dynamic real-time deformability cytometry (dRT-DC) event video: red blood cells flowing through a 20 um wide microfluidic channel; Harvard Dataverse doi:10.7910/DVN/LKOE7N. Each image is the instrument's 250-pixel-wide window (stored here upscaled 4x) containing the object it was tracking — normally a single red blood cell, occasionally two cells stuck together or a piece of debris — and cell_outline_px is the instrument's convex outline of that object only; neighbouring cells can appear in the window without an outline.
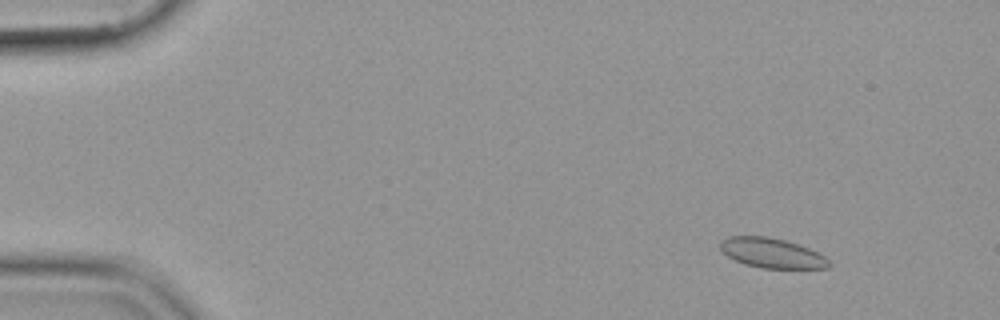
{"species": "common noctule bat (a hibernating species)", "species_latin": "Nyctalus noctula", "temperature_condition": "cold", "stored_images_in_passage": 55, "camera_frame_rate_fps": 3000, "um_per_image_px": 0.085, "animal": {"sex": "female", "body_mass_g": 19.9}, "frame": {"image": 1, "passage_image": 6, "time_ms": 1.667, "image_size_px": [1000, 320], "cell_outline_px": [[832, 264], [828, 268], [760, 268], [744, 264], [728, 256], [720, 248], [720, 240], [728, 236], [768, 236], [784, 240], [808, 248], [824, 256]], "centroid_in_image_um": [65.58, 21.51], "position_along_channel_um": 19.4, "area_um2": 18.79}}
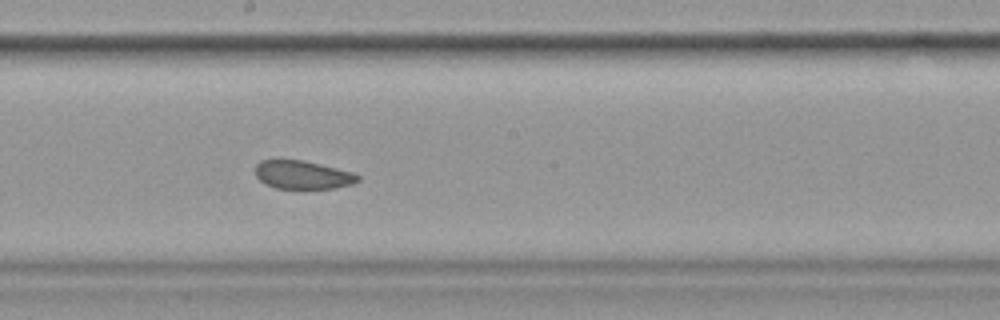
{"frame": {"image": 2, "passage_image": 31, "time_ms": 10.0, "image_size_px": [1000, 320], "cell_outline_px": [[360, 180], [352, 184], [336, 188], [276, 188], [264, 184], [256, 176], [256, 164], [260, 160], [304, 160], [352, 172], [360, 176]], "centroid_in_image_um": [25.72, 14.86], "position_along_channel_um": 222.5, "area_um2": 16.88}}
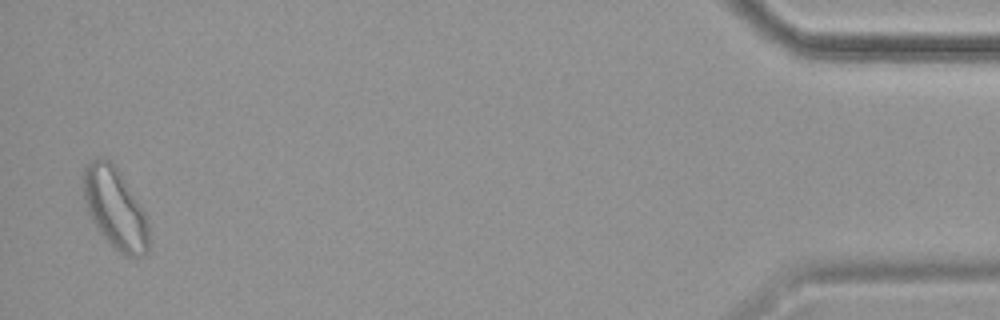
{"frame": {"image": 3, "passage_image": 54, "time_ms": 17.667, "image_size_px": [1000, 320], "cell_outline_px": [[148, 252], [144, 256], [124, 256], [100, 232], [92, 220], [88, 212], [84, 200], [84, 168], [96, 156], [100, 156], [108, 160], [116, 168], [144, 212], [148, 224]], "centroid_in_image_um": [9.78, 17.72], "position_along_channel_um": 425.4, "area_um2": 30.0}}